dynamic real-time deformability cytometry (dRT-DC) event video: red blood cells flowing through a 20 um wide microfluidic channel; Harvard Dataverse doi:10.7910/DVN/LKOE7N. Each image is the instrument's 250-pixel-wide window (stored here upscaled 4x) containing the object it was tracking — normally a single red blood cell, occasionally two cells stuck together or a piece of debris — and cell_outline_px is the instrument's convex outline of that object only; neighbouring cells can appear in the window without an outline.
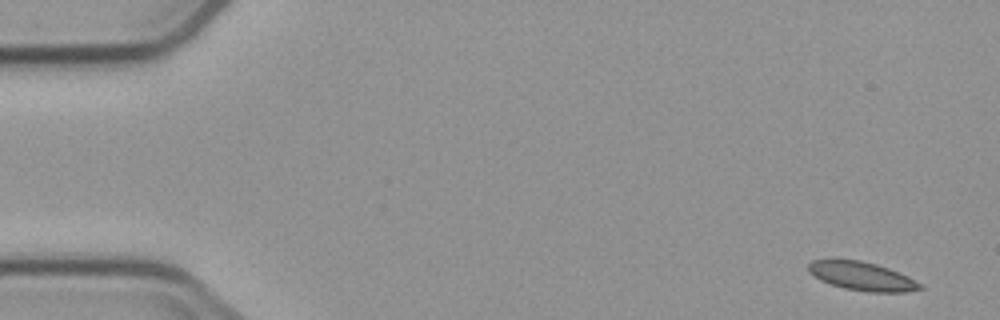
{"species": "common noctule bat (a hibernating species)", "species_latin": "Nyctalus noctula", "temperature_condition": "cold", "stored_images_in_passage": 8, "camera_frame_rate_fps": 3000, "um_per_image_px": 0.085, "animal": {"sex": "male", "body_mass_g": 23.1, "forearm_length_mm": 52.7}, "frame": {"image": 1, "passage_image": 1, "time_ms": 0.0, "image_size_px": [1000, 320], "cell_outline_px": [[924, 288], [908, 292], [868, 292], [844, 288], [820, 280], [808, 272], [808, 264], [812, 260], [832, 256], [860, 260], [876, 264], [888, 268], [908, 276], [924, 284]], "centroid_in_image_um": [73.23, 23.43], "position_along_channel_um": 11.8, "area_um2": 19.31}}
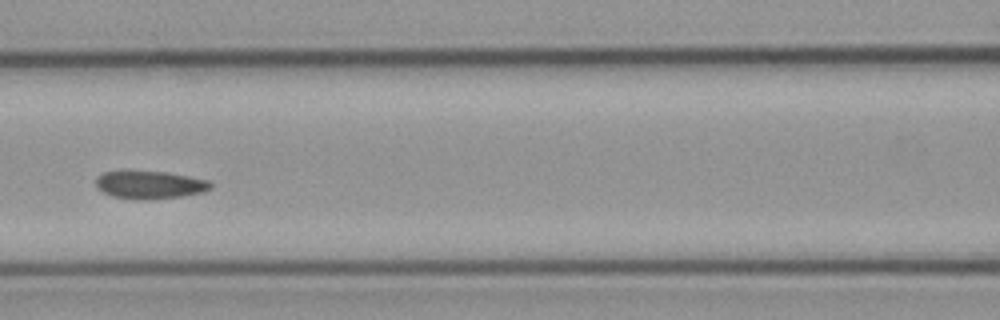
{"frame": {"image": 2, "passage_image": 7, "time_ms": 7.333, "image_size_px": [1000, 320], "cell_outline_px": [[212, 188], [204, 192], [180, 196], [132, 200], [112, 196], [96, 188], [96, 176], [104, 172], [168, 172], [208, 180], [212, 184]], "centroid_in_image_um": [12.73, 15.71], "position_along_channel_um": 153.9, "area_um2": 18.38}}
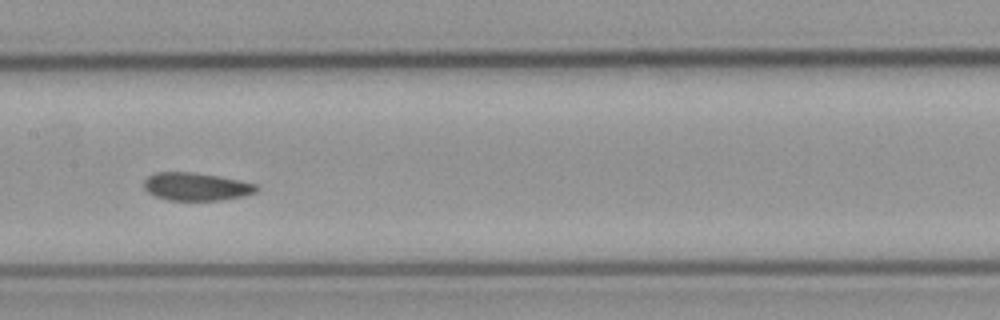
{"frame": {"image": 3, "passage_image": 8, "time_ms": 8.333, "image_size_px": [1000, 320], "cell_outline_px": [[260, 188], [256, 192], [244, 196], [220, 200], [168, 200], [156, 196], [148, 192], [144, 188], [144, 180], [148, 176], [156, 172], [192, 172], [216, 176], [256, 184]], "centroid_in_image_um": [16.67, 15.86], "position_along_channel_um": 190.7, "area_um2": 18.15}}